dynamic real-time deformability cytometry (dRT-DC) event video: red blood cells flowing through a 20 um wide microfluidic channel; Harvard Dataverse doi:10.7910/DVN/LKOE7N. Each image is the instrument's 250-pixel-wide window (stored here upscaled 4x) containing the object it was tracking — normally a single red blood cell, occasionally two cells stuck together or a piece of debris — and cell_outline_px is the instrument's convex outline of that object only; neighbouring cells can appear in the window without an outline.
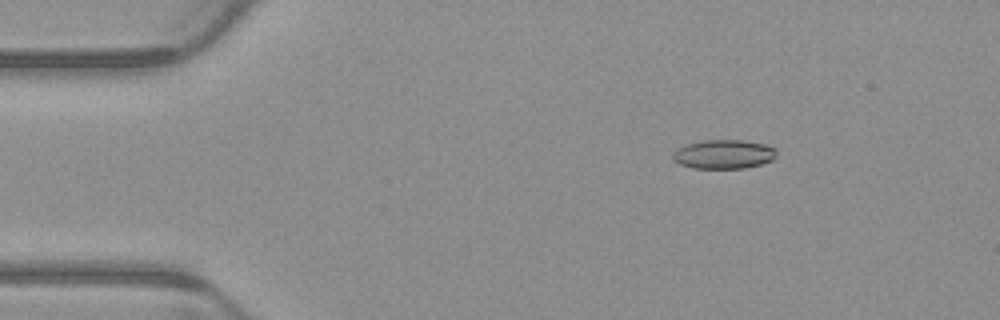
{"species": "common noctule bat (a hibernating species)", "species_latin": "Nyctalus noctula", "temperature_condition": "warm", "stored_images_in_passage": 5, "camera_frame_rate_fps": 3000, "um_per_image_px": 0.085, "animal": {"sex": "male", "body_mass_g": 23.1, "forearm_length_mm": 52.7}, "frame": {"image": 1, "passage_image": 3, "time_ms": 0.667, "image_size_px": [1000, 320], "cell_outline_px": [[776, 156], [772, 160], [760, 164], [744, 168], [692, 168], [680, 164], [672, 160], [672, 152], [688, 144], [704, 140], [744, 140], [764, 144], [776, 148]], "centroid_in_image_um": [61.52, 13.11], "position_along_channel_um": 23.5, "area_um2": 17.51}}